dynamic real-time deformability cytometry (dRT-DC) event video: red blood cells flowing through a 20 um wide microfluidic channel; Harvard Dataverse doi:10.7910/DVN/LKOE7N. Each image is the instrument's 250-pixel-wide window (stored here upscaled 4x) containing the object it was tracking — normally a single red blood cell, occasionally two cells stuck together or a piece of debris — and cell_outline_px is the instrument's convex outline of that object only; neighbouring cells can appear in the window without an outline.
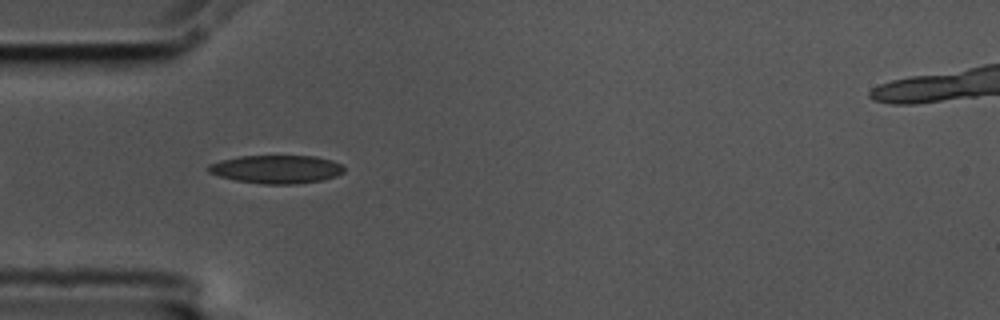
{"species": "common noctule bat (a hibernating species)", "species_latin": "Nyctalus noctula", "temperature_condition": "cold", "stored_images_in_passage": 43, "camera_frame_rate_fps": 3000, "um_per_image_px": 0.085, "animal": {"sex": "male", "body_mass_g": 17.5, "forearm_length_mm": 52.3}, "frame": {"image": 1, "passage_image": 4, "time_ms": 1.0, "image_size_px": [1000, 320], "cell_outline_px": [[344, 172], [336, 176], [320, 180], [296, 184], [264, 184], [236, 180], [220, 176], [208, 172], [208, 164], [220, 160], [240, 156], [316, 156], [332, 160], [340, 164], [344, 168]], "centroid_in_image_um": [23.5, 14.38], "position_along_channel_um": 61.5, "area_um2": 22.25}}
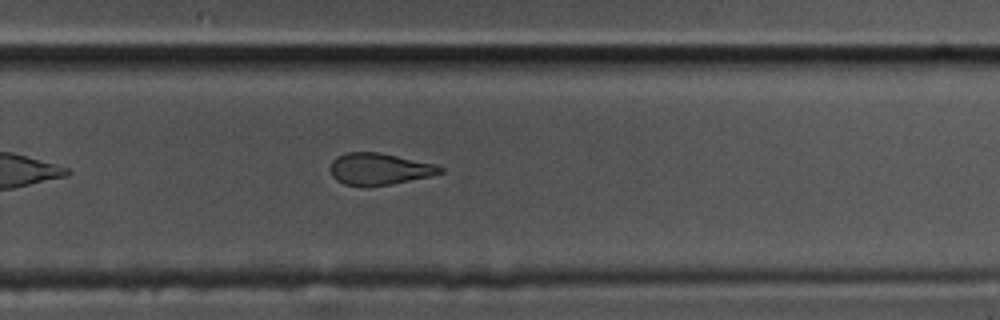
{"frame": {"image": 2, "passage_image": 24, "time_ms": 7.667, "image_size_px": [1000, 320], "cell_outline_px": [[444, 172], [432, 176], [392, 184], [368, 188], [344, 184], [336, 180], [332, 176], [332, 160], [336, 156], [348, 152], [380, 152], [436, 164], [444, 168]], "centroid_in_image_um": [32.27, 14.38], "position_along_channel_um": 297.5, "area_um2": 20.69}}
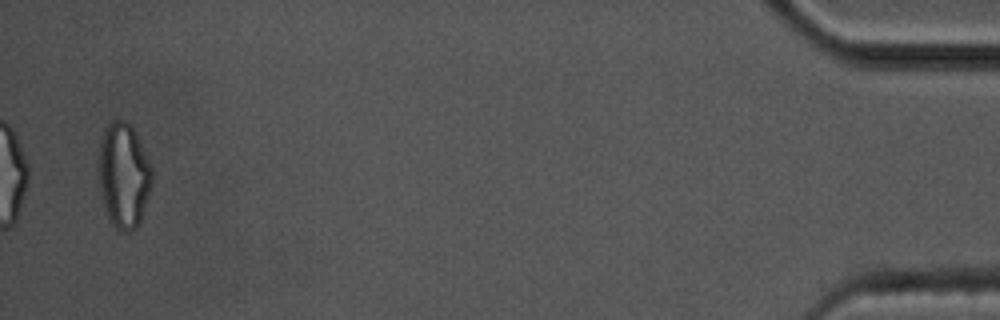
{"frame": {"image": 3, "passage_image": 42, "time_ms": 13.667, "image_size_px": [1000, 320], "cell_outline_px": [[152, 184], [140, 220], [136, 228], [132, 232], [124, 232], [116, 228], [108, 216], [100, 188], [100, 144], [104, 128], [108, 120], [124, 120], [132, 128], [152, 168]], "centroid_in_image_um": [10.52, 14.9], "position_along_channel_um": 424.7, "area_um2": 31.91}, "authors_computed_cell_mechanics": {"area_um2": 21.9062, "velocity_mm_per_s": 3.5619, "shape_relaxation_time_tau1_ms": 9.072, "shape_relaxation_time_tau2_ms": 3.2509, "deformation_change_tau1": 0.1816, "deformation_change_tau2": 0.1122}}